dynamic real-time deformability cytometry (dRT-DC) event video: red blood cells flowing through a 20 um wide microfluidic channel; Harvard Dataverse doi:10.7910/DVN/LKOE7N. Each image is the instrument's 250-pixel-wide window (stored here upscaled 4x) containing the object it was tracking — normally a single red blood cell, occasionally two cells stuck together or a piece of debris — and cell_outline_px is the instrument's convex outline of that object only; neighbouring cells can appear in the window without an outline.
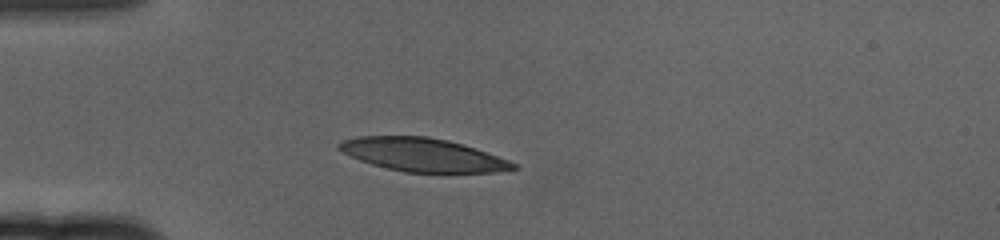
{"species": "human", "species_latin": "Homo sapiens", "temperature_condition": "cold", "stored_images_in_passage": 44, "camera_frame_rate_fps": 3000, "um_per_image_px": 0.085, "donor": {"sex": "female"}, "frame": {"image": 1, "passage_image": 1, "time_ms": 0.0, "image_size_px": [1000, 240], "cell_outline_px": [[520, 168], [496, 172], [404, 172], [372, 164], [360, 160], [344, 152], [336, 144], [340, 140], [360, 136], [428, 136], [448, 140], [508, 160], [516, 164]], "centroid_in_image_um": [35.91, 13.15], "position_along_channel_um": 49.1, "area_um2": 33.29}}
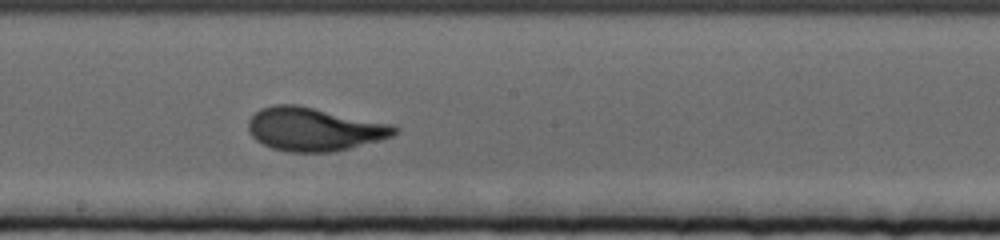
{"frame": {"image": 2, "passage_image": 18, "time_ms": 5.667, "image_size_px": [1000, 240], "cell_outline_px": [[400, 128], [392, 136], [380, 140], [332, 152], [288, 152], [272, 148], [256, 140], [252, 136], [248, 128], [248, 120], [260, 108], [276, 104], [296, 104], [396, 124]], "centroid_in_image_um": [26.73, 10.97], "position_along_channel_um": 221.5, "area_um2": 37.17}}
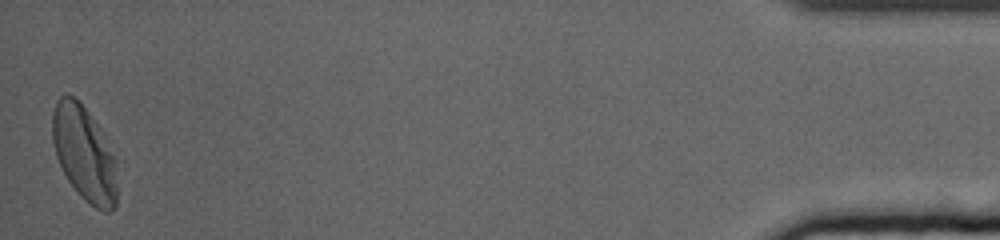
{"frame": {"image": 3, "passage_image": 44, "time_ms": 14.333, "image_size_px": [1000, 240], "cell_outline_px": [[116, 208], [112, 212], [104, 212], [96, 208], [84, 200], [80, 196], [68, 180], [56, 156], [52, 140], [52, 112], [56, 100], [60, 96], [72, 96], [88, 112], [100, 128], [112, 156], [116, 188]], "centroid_in_image_um": [7.12, 13.08], "position_along_channel_um": 428.1, "area_um2": 35.08}, "authors_computed_cell_mechanics": {"area_um2": 35.8649, "velocity_mm_per_s": 3.357, "shape_relaxation_time_tau1_ms": 4.5412, "shape_relaxation_time_tau2_ms": 1.0163, "deformation_change_tau1": 0.1919, "deformation_change_tau2": 0.0699}}